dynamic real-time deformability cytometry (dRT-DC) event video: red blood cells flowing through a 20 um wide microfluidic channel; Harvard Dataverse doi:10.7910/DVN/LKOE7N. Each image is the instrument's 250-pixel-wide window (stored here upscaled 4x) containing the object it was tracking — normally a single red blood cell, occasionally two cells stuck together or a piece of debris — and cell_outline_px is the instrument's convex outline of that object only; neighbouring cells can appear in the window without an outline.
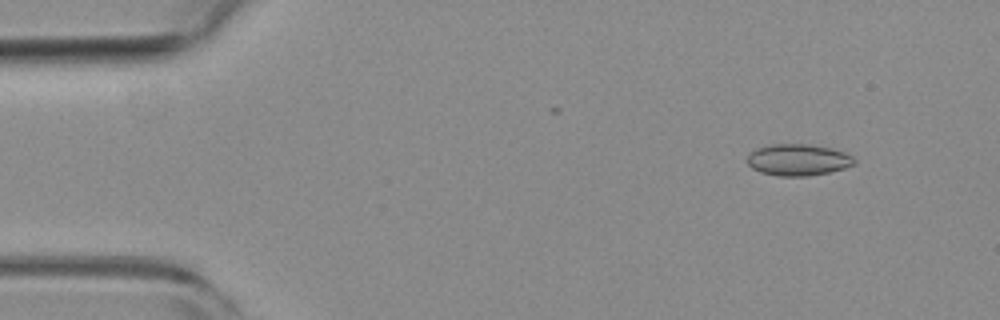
{"species": "common noctule bat (a hibernating species)", "species_latin": "Nyctalus noctula", "temperature_condition": "room temperature", "stored_images_in_passage": 49, "camera_frame_rate_fps": 3000, "um_per_image_px": 0.085, "animal": {"sex": "female", "body_mass_g": 19.3, "forearm_length_mm": 54.1}, "frame": {"image": 1, "passage_image": 6, "time_ms": 1.667, "image_size_px": [1000, 320], "cell_outline_px": [[856, 164], [844, 168], [828, 172], [808, 176], [780, 176], [760, 172], [752, 168], [748, 164], [748, 152], [756, 148], [768, 144], [808, 144], [832, 148], [844, 152], [852, 156], [856, 160]], "centroid_in_image_um": [67.83, 13.58], "position_along_channel_um": 17.2, "area_um2": 19.83}}
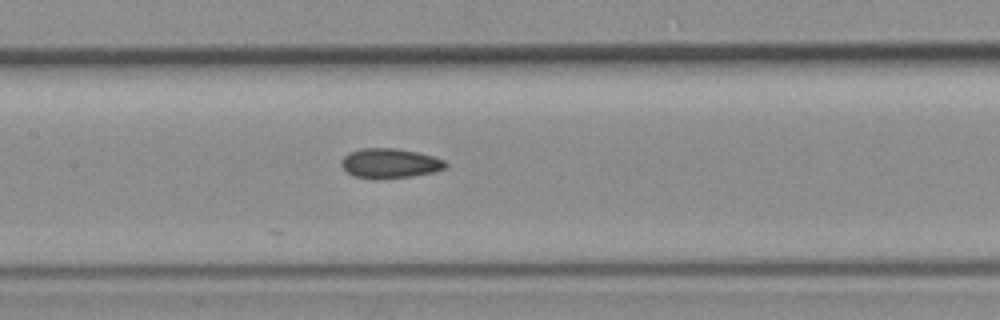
{"frame": {"image": 2, "passage_image": 26, "time_ms": 8.333, "image_size_px": [1000, 320], "cell_outline_px": [[448, 164], [444, 168], [436, 172], [412, 176], [376, 180], [372, 180], [352, 176], [340, 164], [340, 160], [348, 152], [360, 148], [396, 148], [416, 152], [432, 156], [444, 160]], "centroid_in_image_um": [33.1, 13.89], "position_along_channel_um": 174.3, "area_um2": 18.38}}
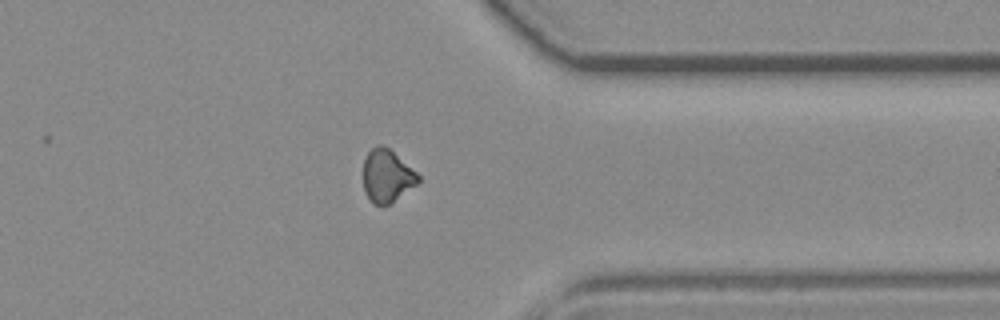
{"frame": {"image": 3, "passage_image": 43, "time_ms": 14.0, "image_size_px": [1000, 320], "cell_outline_px": [[420, 180], [416, 184], [388, 204], [372, 204], [364, 192], [364, 160], [368, 152], [376, 144], [384, 144], [416, 172], [420, 176]], "centroid_in_image_um": [32.86, 14.92], "position_along_channel_um": 378.5, "area_um2": 16.59}, "authors_computed_cell_mechanics": {"area_um2": 18.0914, "velocity_mm_per_s": 3.7652, "shape_relaxation_time_tau1_ms": null, "shape_relaxation_time_tau2_ms": 3.1718, "deformation_change_tau1": null, "deformation_change_tau2": 0.0807}}